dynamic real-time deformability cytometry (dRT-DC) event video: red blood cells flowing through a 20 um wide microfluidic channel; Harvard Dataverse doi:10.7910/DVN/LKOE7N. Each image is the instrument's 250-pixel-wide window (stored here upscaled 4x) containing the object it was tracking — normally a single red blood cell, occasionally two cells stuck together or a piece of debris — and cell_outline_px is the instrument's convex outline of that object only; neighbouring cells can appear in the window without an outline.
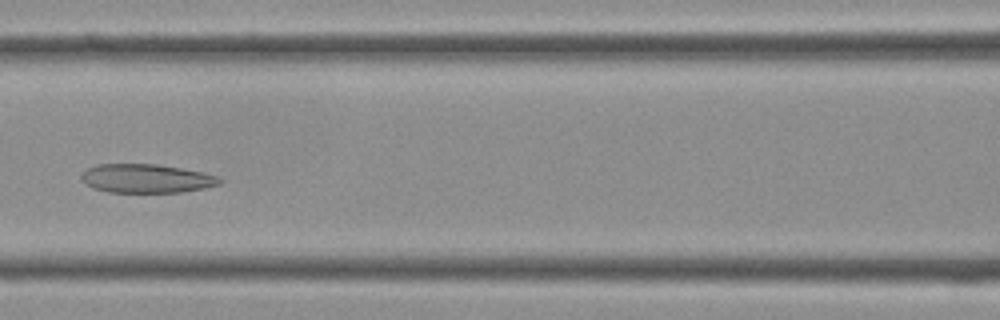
{"species": "Egyptian fruit bat (a non-hibernating species)", "species_latin": "Rousettus aegyptiacus", "temperature_condition": "cold", "stored_images_in_passage": 41, "camera_frame_rate_fps": 3000, "um_per_image_px": 0.085, "frame": {"image": 1, "passage_image": 18, "time_ms": 5.667, "image_size_px": [1000, 320], "cell_outline_px": [[224, 180], [220, 184], [204, 188], [184, 192], [108, 192], [92, 188], [84, 184], [80, 176], [88, 168], [96, 164], [156, 164], [180, 168], [220, 176]], "centroid_in_image_um": [12.44, 15.17], "position_along_channel_um": 154.2, "area_um2": 23.29}}
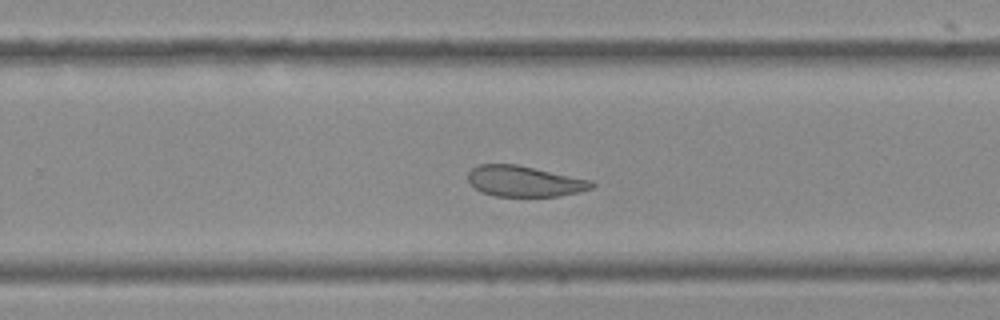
{"frame": {"image": 2, "passage_image": 26, "time_ms": 8.333, "image_size_px": [1000, 320], "cell_outline_px": [[596, 184], [592, 188], [580, 192], [556, 196], [496, 196], [480, 192], [468, 180], [468, 172], [476, 164], [516, 164], [592, 180]], "centroid_in_image_um": [44.57, 15.4], "position_along_channel_um": 285.2, "area_um2": 22.2}}
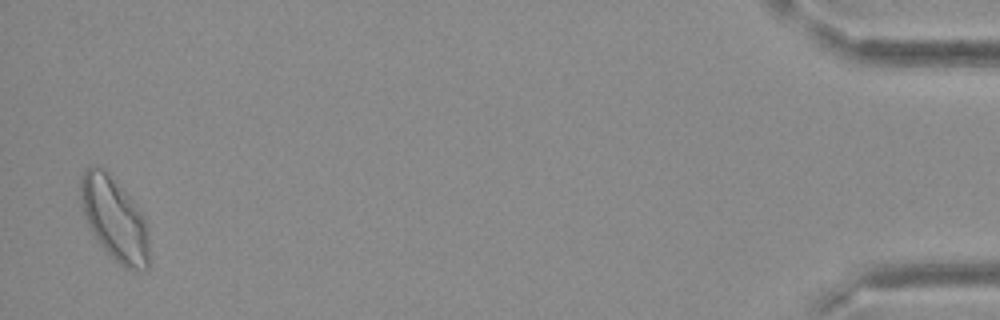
{"frame": {"image": 3, "passage_image": 40, "time_ms": 13.0, "image_size_px": [1000, 320], "cell_outline_px": [[148, 268], [132, 272], [124, 268], [100, 244], [92, 232], [88, 224], [80, 204], [80, 180], [84, 172], [88, 168], [104, 168], [108, 172], [132, 200], [148, 220]], "centroid_in_image_um": [9.76, 18.64], "position_along_channel_um": 425.4, "area_um2": 33.06}}